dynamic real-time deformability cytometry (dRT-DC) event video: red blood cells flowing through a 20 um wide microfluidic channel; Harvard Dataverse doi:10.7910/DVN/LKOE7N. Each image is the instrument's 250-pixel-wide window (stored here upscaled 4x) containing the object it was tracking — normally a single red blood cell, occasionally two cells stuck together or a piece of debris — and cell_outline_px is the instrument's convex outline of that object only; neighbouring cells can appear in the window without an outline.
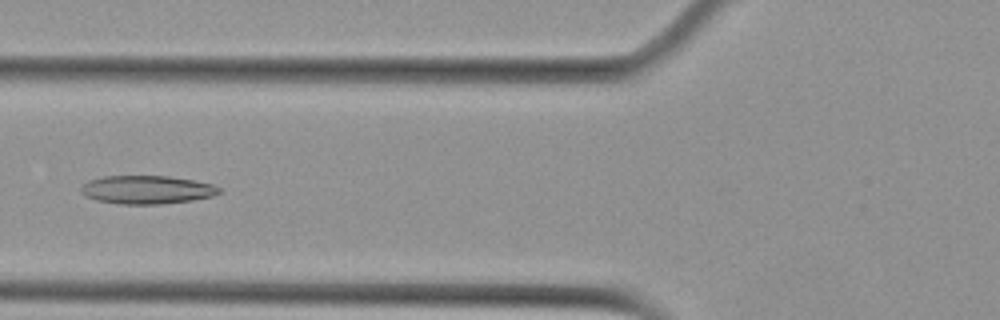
{"species": "Egyptian fruit bat (a non-hibernating species)", "species_latin": "Rousettus aegyptiacus", "temperature_condition": "cold", "stored_images_in_passage": 6, "camera_frame_rate_fps": 3000, "um_per_image_px": 0.085, "animal": {"sex": "female"}, "frame": {"image": 1, "passage_image": 5, "time_ms": 5.667, "image_size_px": [1000, 320], "cell_outline_px": [[224, 192], [212, 196], [192, 200], [160, 204], [120, 204], [96, 200], [84, 196], [80, 192], [80, 188], [88, 180], [104, 176], [168, 176], [192, 180], [212, 184], [220, 188]], "centroid_in_image_um": [12.47, 16.13], "position_along_channel_um": 113.3, "area_um2": 22.89}}
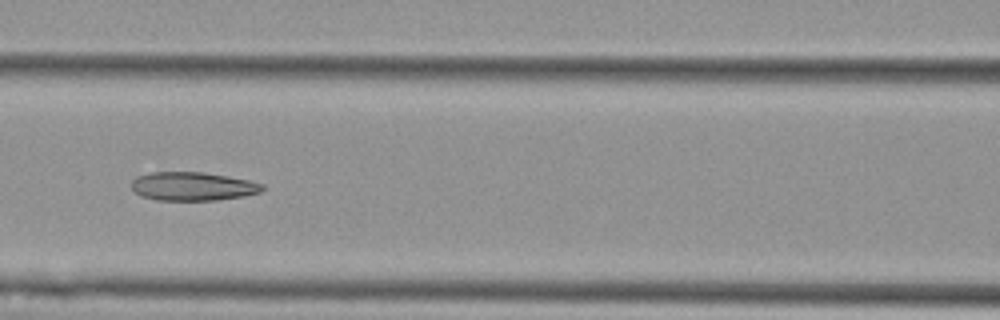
{"frame": {"image": 2, "passage_image": 6, "time_ms": 6.667, "image_size_px": [1000, 320], "cell_outline_px": [[264, 188], [260, 192], [244, 196], [216, 200], [156, 200], [140, 196], [132, 188], [132, 180], [136, 176], [152, 172], [204, 172], [228, 176], [248, 180], [264, 184]], "centroid_in_image_um": [16.37, 15.83], "position_along_channel_um": 150.2, "area_um2": 21.85}}